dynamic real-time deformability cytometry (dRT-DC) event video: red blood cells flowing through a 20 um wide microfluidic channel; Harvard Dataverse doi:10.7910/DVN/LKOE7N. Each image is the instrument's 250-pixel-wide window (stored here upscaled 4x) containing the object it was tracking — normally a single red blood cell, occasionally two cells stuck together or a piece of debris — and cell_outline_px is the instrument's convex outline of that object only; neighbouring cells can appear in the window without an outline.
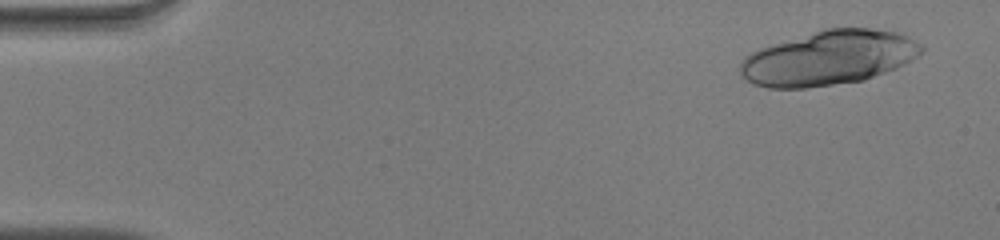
{"species": "human", "species_latin": "Homo sapiens", "temperature_condition": "warm", "stored_images_in_passage": 22, "camera_frame_rate_fps": 3000, "um_per_image_px": 0.085, "donor": {"sex": "male"}, "frame": {"image": 1, "passage_image": 3, "time_ms": 0.667, "image_size_px": [1000, 240], "cell_outline_px": [[924, 52], [904, 64], [896, 68], [864, 80], [808, 88], [768, 88], [752, 84], [740, 72], [740, 64], [744, 56], [760, 48], [824, 28], [868, 28], [896, 32], [908, 36], [920, 44], [924, 48]], "centroid_in_image_um": [70.44, 4.93], "position_along_channel_um": 14.6, "area_um2": 57.4}}